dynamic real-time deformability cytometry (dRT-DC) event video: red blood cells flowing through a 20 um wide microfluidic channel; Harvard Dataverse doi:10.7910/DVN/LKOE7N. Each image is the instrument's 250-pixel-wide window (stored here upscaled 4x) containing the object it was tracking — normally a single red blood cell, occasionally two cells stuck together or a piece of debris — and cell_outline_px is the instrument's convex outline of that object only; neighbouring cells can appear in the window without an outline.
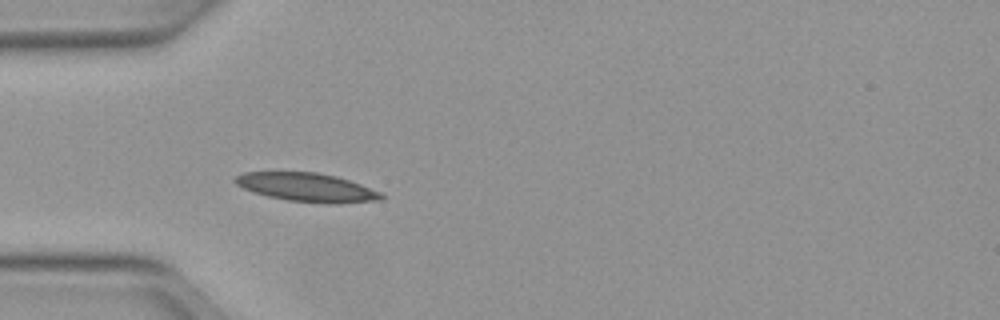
{"species": "Egyptian fruit bat (a non-hibernating species)", "species_latin": "Rousettus aegyptiacus", "temperature_condition": "warm", "stored_images_in_passage": 8, "camera_frame_rate_fps": 3000, "um_per_image_px": 0.085, "animal": {"sex": "female"}, "frame": {"image": 1, "passage_image": 1, "time_ms": 0.0, "image_size_px": [1000, 320], "cell_outline_px": [[384, 200], [336, 204], [332, 204], [288, 200], [268, 196], [244, 188], [236, 184], [232, 180], [236, 176], [244, 172], [316, 172], [336, 176], [360, 184], [380, 192], [384, 196]], "centroid_in_image_um": [26.12, 15.92], "position_along_channel_um": 58.9, "area_um2": 24.28}}
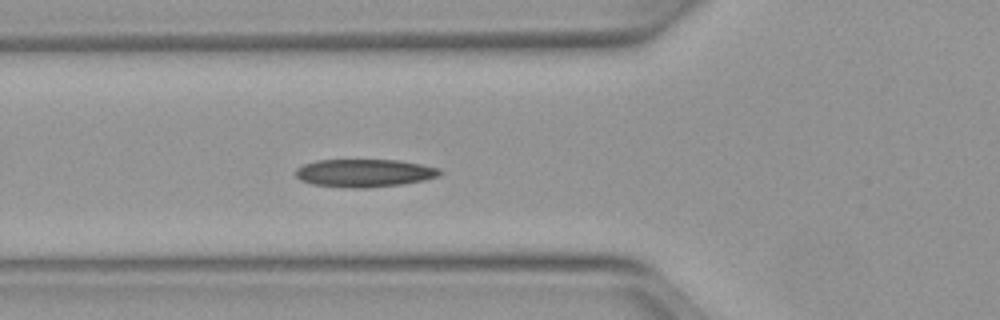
{"frame": {"image": 2, "passage_image": 4, "time_ms": 1.0, "image_size_px": [1000, 320], "cell_outline_px": [[444, 172], [440, 176], [424, 180], [404, 184], [364, 188], [352, 188], [312, 184], [300, 180], [296, 176], [296, 168], [304, 164], [316, 160], [400, 160], [440, 168]], "centroid_in_image_um": [31.01, 14.7], "position_along_channel_um": 94.8, "area_um2": 23.58}}